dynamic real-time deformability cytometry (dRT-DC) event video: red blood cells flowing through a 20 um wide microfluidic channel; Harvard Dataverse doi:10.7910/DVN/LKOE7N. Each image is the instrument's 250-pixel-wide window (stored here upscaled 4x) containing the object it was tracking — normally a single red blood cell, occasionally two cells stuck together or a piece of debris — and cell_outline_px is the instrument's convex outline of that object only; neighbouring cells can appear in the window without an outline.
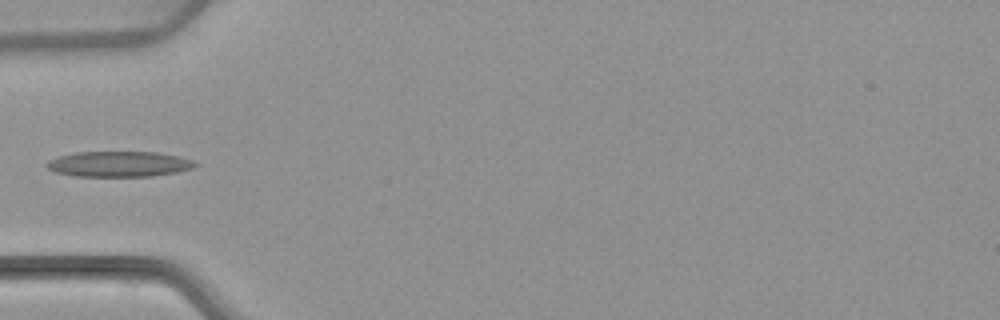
{"species": "common noctule bat (a hibernating species)", "species_latin": "Nyctalus noctula", "temperature_condition": "warm", "stored_images_in_passage": 7, "camera_frame_rate_fps": 3000, "um_per_image_px": 0.085, "animal": {"sex": "female", "body_mass_g": 22.7, "forearm_length_mm": 54.2}, "frame": {"image": 1, "passage_image": 6, "time_ms": 6.333, "image_size_px": [1000, 320], "cell_outline_px": [[200, 164], [192, 168], [176, 172], [152, 176], [72, 176], [56, 172], [48, 168], [44, 164], [48, 160], [60, 156], [76, 152], [156, 152], [176, 156], [192, 160]], "centroid_in_image_um": [10.09, 13.94], "position_along_channel_um": 74.9, "area_um2": 21.96}}
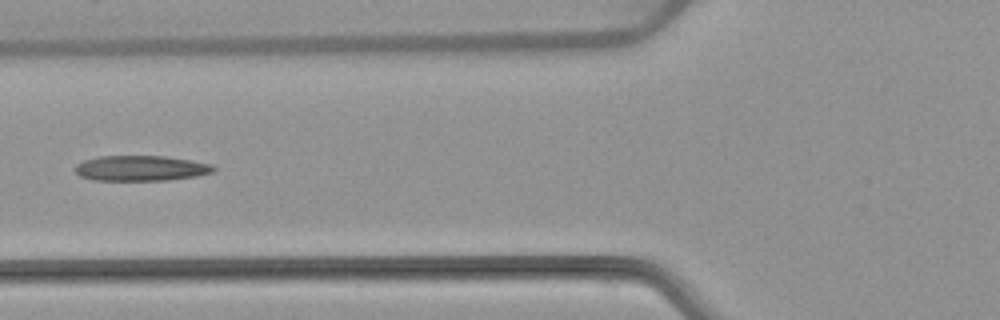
{"frame": {"image": 2, "passage_image": 7, "time_ms": 7.333, "image_size_px": [1000, 320], "cell_outline_px": [[216, 168], [212, 172], [196, 176], [168, 180], [92, 180], [80, 176], [76, 172], [76, 164], [84, 160], [100, 156], [164, 156], [192, 160], [212, 164]], "centroid_in_image_um": [11.98, 14.3], "position_along_channel_um": 113.8, "area_um2": 20.4}}